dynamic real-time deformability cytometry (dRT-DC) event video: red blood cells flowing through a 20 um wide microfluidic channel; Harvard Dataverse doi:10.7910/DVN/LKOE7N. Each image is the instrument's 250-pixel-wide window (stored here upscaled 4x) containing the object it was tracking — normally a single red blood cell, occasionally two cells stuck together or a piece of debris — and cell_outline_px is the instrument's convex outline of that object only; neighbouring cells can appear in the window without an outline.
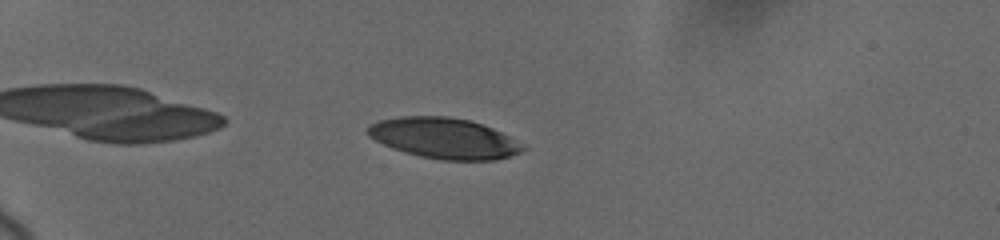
{"species": "human", "species_latin": "Homo sapiens", "temperature_condition": "cold", "stored_images_in_passage": 19, "camera_frame_rate_fps": 3000, "um_per_image_px": 0.085, "donor": {"sex": "female"}, "frame": {"image": 1, "passage_image": 7, "time_ms": 2.0, "image_size_px": [1000, 240], "cell_outline_px": [[524, 148], [520, 152], [512, 156], [492, 160], [444, 160], [420, 156], [392, 148], [368, 136], [364, 128], [380, 120], [400, 116], [448, 116], [472, 120], [492, 128], [524, 144]], "centroid_in_image_um": [37.74, 11.74], "position_along_channel_um": 47.3, "area_um2": 36.7}}
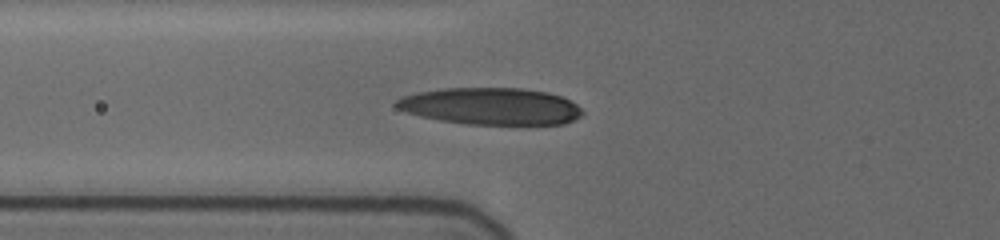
{"frame": {"image": 2, "passage_image": 16, "time_ms": 4.333, "image_size_px": [1000, 240], "cell_outline_px": [[584, 112], [580, 116], [564, 124], [464, 124], [440, 120], [420, 116], [396, 108], [392, 104], [400, 96], [416, 92], [444, 88], [520, 88], [548, 92], [560, 96], [576, 104]], "centroid_in_image_um": [41.67, 9.02], "position_along_channel_um": 84.1, "area_um2": 40.11}}